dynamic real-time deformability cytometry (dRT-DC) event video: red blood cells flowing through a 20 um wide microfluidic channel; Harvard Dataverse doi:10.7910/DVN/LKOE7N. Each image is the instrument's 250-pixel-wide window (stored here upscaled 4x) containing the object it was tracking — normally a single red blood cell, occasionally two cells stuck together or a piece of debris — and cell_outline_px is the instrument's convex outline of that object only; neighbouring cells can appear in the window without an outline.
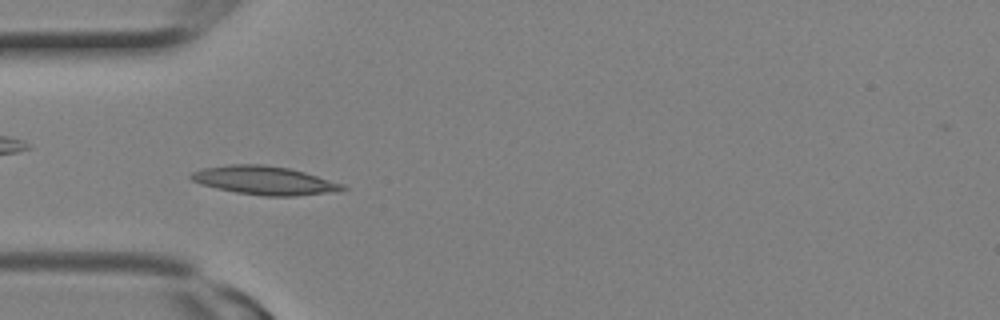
{"species": "Egyptian fruit bat (a non-hibernating species)", "species_latin": "Rousettus aegyptiacus", "temperature_condition": "room temperature", "stored_images_in_passage": 10, "camera_frame_rate_fps": 3000, "um_per_image_px": 0.085, "animal": {"sex": "female"}, "frame": {"image": 1, "passage_image": 7, "time_ms": 2.0, "image_size_px": [1000, 320], "cell_outline_px": [[348, 188], [324, 192], [296, 196], [264, 196], [236, 192], [216, 188], [200, 184], [192, 180], [188, 176], [192, 172], [200, 168], [228, 164], [264, 164], [288, 168], [304, 172], [344, 184]], "centroid_in_image_um": [22.39, 15.32], "position_along_channel_um": 62.6, "area_um2": 25.03}}
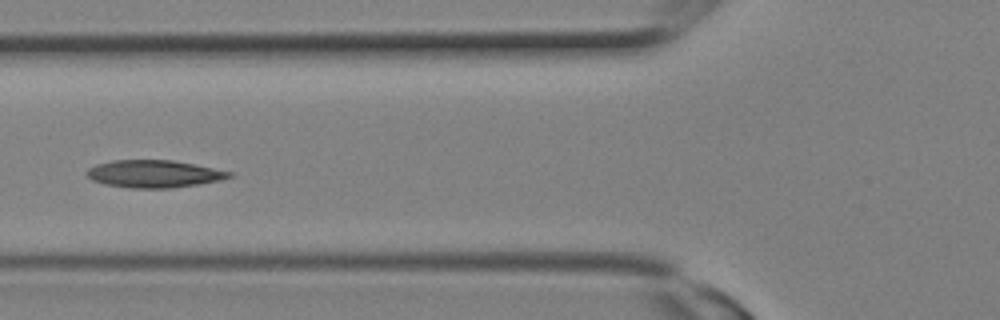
{"frame": {"image": 2, "passage_image": 9, "time_ms": 2.667, "image_size_px": [1000, 320], "cell_outline_px": [[236, 176], [220, 180], [196, 184], [168, 188], [132, 188], [104, 184], [92, 180], [84, 172], [88, 168], [96, 164], [112, 160], [172, 160], [196, 164], [232, 172]], "centroid_in_image_um": [13.08, 14.77], "position_along_channel_um": 112.7, "area_um2": 22.83}}